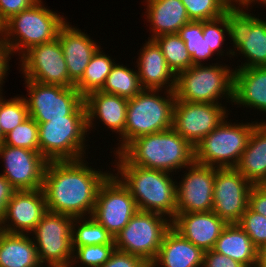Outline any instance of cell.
Masks as SVG:
<instances>
[{"label":"cell","instance_id":"1","mask_svg":"<svg viewBox=\"0 0 266 267\" xmlns=\"http://www.w3.org/2000/svg\"><path fill=\"white\" fill-rule=\"evenodd\" d=\"M84 159L48 161L42 185L48 211L92 216L99 188L111 171H97Z\"/></svg>","mask_w":266,"mask_h":267},{"label":"cell","instance_id":"2","mask_svg":"<svg viewBox=\"0 0 266 267\" xmlns=\"http://www.w3.org/2000/svg\"><path fill=\"white\" fill-rule=\"evenodd\" d=\"M115 157L114 174L128 189L138 210L162 214L172 221L176 216L177 182L171 173L132 165L121 153Z\"/></svg>","mask_w":266,"mask_h":267},{"label":"cell","instance_id":"3","mask_svg":"<svg viewBox=\"0 0 266 267\" xmlns=\"http://www.w3.org/2000/svg\"><path fill=\"white\" fill-rule=\"evenodd\" d=\"M121 154L132 164L172 173L194 162V146L173 128L133 140Z\"/></svg>","mask_w":266,"mask_h":267},{"label":"cell","instance_id":"4","mask_svg":"<svg viewBox=\"0 0 266 267\" xmlns=\"http://www.w3.org/2000/svg\"><path fill=\"white\" fill-rule=\"evenodd\" d=\"M203 65H193L176 76V100L221 104L219 100L227 98L232 104L234 68L218 63Z\"/></svg>","mask_w":266,"mask_h":267},{"label":"cell","instance_id":"5","mask_svg":"<svg viewBox=\"0 0 266 267\" xmlns=\"http://www.w3.org/2000/svg\"><path fill=\"white\" fill-rule=\"evenodd\" d=\"M160 90L143 89L128 99L124 129V149L136 138L172 128L174 91L164 93ZM167 93V94H166Z\"/></svg>","mask_w":266,"mask_h":267},{"label":"cell","instance_id":"6","mask_svg":"<svg viewBox=\"0 0 266 267\" xmlns=\"http://www.w3.org/2000/svg\"><path fill=\"white\" fill-rule=\"evenodd\" d=\"M65 19L38 0L6 21L5 40L13 54L19 53L21 57L30 48L55 40L59 29L67 21Z\"/></svg>","mask_w":266,"mask_h":267},{"label":"cell","instance_id":"7","mask_svg":"<svg viewBox=\"0 0 266 267\" xmlns=\"http://www.w3.org/2000/svg\"><path fill=\"white\" fill-rule=\"evenodd\" d=\"M224 119L194 146V162L217 168H235L258 122L231 123Z\"/></svg>","mask_w":266,"mask_h":267},{"label":"cell","instance_id":"8","mask_svg":"<svg viewBox=\"0 0 266 267\" xmlns=\"http://www.w3.org/2000/svg\"><path fill=\"white\" fill-rule=\"evenodd\" d=\"M37 124L40 153L47 161L79 160L86 156L87 115H69Z\"/></svg>","mask_w":266,"mask_h":267},{"label":"cell","instance_id":"9","mask_svg":"<svg viewBox=\"0 0 266 267\" xmlns=\"http://www.w3.org/2000/svg\"><path fill=\"white\" fill-rule=\"evenodd\" d=\"M248 8L250 5L239 4H231L227 8L228 36L235 50L233 48L226 53L230 59L237 56L236 51L246 58V62L236 69L266 66V20L252 15Z\"/></svg>","mask_w":266,"mask_h":267},{"label":"cell","instance_id":"10","mask_svg":"<svg viewBox=\"0 0 266 267\" xmlns=\"http://www.w3.org/2000/svg\"><path fill=\"white\" fill-rule=\"evenodd\" d=\"M28 98L24 96L29 116L37 123L65 119L69 115H87L84 97L73 87L42 84L25 80Z\"/></svg>","mask_w":266,"mask_h":267},{"label":"cell","instance_id":"11","mask_svg":"<svg viewBox=\"0 0 266 267\" xmlns=\"http://www.w3.org/2000/svg\"><path fill=\"white\" fill-rule=\"evenodd\" d=\"M171 220L162 214L138 210L128 224L114 237L117 250L153 262L158 255Z\"/></svg>","mask_w":266,"mask_h":267},{"label":"cell","instance_id":"12","mask_svg":"<svg viewBox=\"0 0 266 267\" xmlns=\"http://www.w3.org/2000/svg\"><path fill=\"white\" fill-rule=\"evenodd\" d=\"M74 217L47 211L31 232L40 263L70 267L73 260L72 223Z\"/></svg>","mask_w":266,"mask_h":267},{"label":"cell","instance_id":"13","mask_svg":"<svg viewBox=\"0 0 266 267\" xmlns=\"http://www.w3.org/2000/svg\"><path fill=\"white\" fill-rule=\"evenodd\" d=\"M137 211L128 189L111 173L99 188L92 217L115 237Z\"/></svg>","mask_w":266,"mask_h":267},{"label":"cell","instance_id":"14","mask_svg":"<svg viewBox=\"0 0 266 267\" xmlns=\"http://www.w3.org/2000/svg\"><path fill=\"white\" fill-rule=\"evenodd\" d=\"M20 59L24 80L73 87L58 38L30 48Z\"/></svg>","mask_w":266,"mask_h":267},{"label":"cell","instance_id":"15","mask_svg":"<svg viewBox=\"0 0 266 267\" xmlns=\"http://www.w3.org/2000/svg\"><path fill=\"white\" fill-rule=\"evenodd\" d=\"M228 112L222 104L175 100L172 128L195 146L225 118H228Z\"/></svg>","mask_w":266,"mask_h":267},{"label":"cell","instance_id":"16","mask_svg":"<svg viewBox=\"0 0 266 267\" xmlns=\"http://www.w3.org/2000/svg\"><path fill=\"white\" fill-rule=\"evenodd\" d=\"M251 184L236 168H217L213 212L228 224L238 223L249 205Z\"/></svg>","mask_w":266,"mask_h":267},{"label":"cell","instance_id":"17","mask_svg":"<svg viewBox=\"0 0 266 267\" xmlns=\"http://www.w3.org/2000/svg\"><path fill=\"white\" fill-rule=\"evenodd\" d=\"M176 183V213H200L213 210L216 167L193 162Z\"/></svg>","mask_w":266,"mask_h":267},{"label":"cell","instance_id":"18","mask_svg":"<svg viewBox=\"0 0 266 267\" xmlns=\"http://www.w3.org/2000/svg\"><path fill=\"white\" fill-rule=\"evenodd\" d=\"M4 162L2 175L16 190L41 189L48 161L40 152L0 144V159Z\"/></svg>","mask_w":266,"mask_h":267},{"label":"cell","instance_id":"19","mask_svg":"<svg viewBox=\"0 0 266 267\" xmlns=\"http://www.w3.org/2000/svg\"><path fill=\"white\" fill-rule=\"evenodd\" d=\"M47 211L42 188L17 190L7 205L5 216L1 222L2 231L31 235Z\"/></svg>","mask_w":266,"mask_h":267},{"label":"cell","instance_id":"20","mask_svg":"<svg viewBox=\"0 0 266 267\" xmlns=\"http://www.w3.org/2000/svg\"><path fill=\"white\" fill-rule=\"evenodd\" d=\"M84 102L87 111V128L88 132L95 126L93 122L96 119L111 129L112 132L118 133L121 142L114 150L115 154H119L124 150V129L126 123V114L128 107V99L109 94L102 91L90 92L84 97Z\"/></svg>","mask_w":266,"mask_h":267},{"label":"cell","instance_id":"21","mask_svg":"<svg viewBox=\"0 0 266 267\" xmlns=\"http://www.w3.org/2000/svg\"><path fill=\"white\" fill-rule=\"evenodd\" d=\"M228 223L213 211L200 213H176L171 227L182 237L204 251L212 250Z\"/></svg>","mask_w":266,"mask_h":267},{"label":"cell","instance_id":"22","mask_svg":"<svg viewBox=\"0 0 266 267\" xmlns=\"http://www.w3.org/2000/svg\"><path fill=\"white\" fill-rule=\"evenodd\" d=\"M60 45L67 65L70 83L75 86L95 52L101 47L86 33L66 22L58 32Z\"/></svg>","mask_w":266,"mask_h":267},{"label":"cell","instance_id":"23","mask_svg":"<svg viewBox=\"0 0 266 267\" xmlns=\"http://www.w3.org/2000/svg\"><path fill=\"white\" fill-rule=\"evenodd\" d=\"M137 72L143 89L175 91L176 76L169 69L160 46L149 39L140 48Z\"/></svg>","mask_w":266,"mask_h":267},{"label":"cell","instance_id":"24","mask_svg":"<svg viewBox=\"0 0 266 267\" xmlns=\"http://www.w3.org/2000/svg\"><path fill=\"white\" fill-rule=\"evenodd\" d=\"M205 251L172 227L165 233L155 260L156 267H203Z\"/></svg>","mask_w":266,"mask_h":267},{"label":"cell","instance_id":"25","mask_svg":"<svg viewBox=\"0 0 266 267\" xmlns=\"http://www.w3.org/2000/svg\"><path fill=\"white\" fill-rule=\"evenodd\" d=\"M233 103L266 113V66L234 70Z\"/></svg>","mask_w":266,"mask_h":267},{"label":"cell","instance_id":"26","mask_svg":"<svg viewBox=\"0 0 266 267\" xmlns=\"http://www.w3.org/2000/svg\"><path fill=\"white\" fill-rule=\"evenodd\" d=\"M146 19L151 23L150 39L163 34L178 33L191 21L181 0H145Z\"/></svg>","mask_w":266,"mask_h":267},{"label":"cell","instance_id":"27","mask_svg":"<svg viewBox=\"0 0 266 267\" xmlns=\"http://www.w3.org/2000/svg\"><path fill=\"white\" fill-rule=\"evenodd\" d=\"M235 168L251 184H266V121L254 126Z\"/></svg>","mask_w":266,"mask_h":267},{"label":"cell","instance_id":"28","mask_svg":"<svg viewBox=\"0 0 266 267\" xmlns=\"http://www.w3.org/2000/svg\"><path fill=\"white\" fill-rule=\"evenodd\" d=\"M212 250L245 267H256L258 248L237 223L228 224L224 228Z\"/></svg>","mask_w":266,"mask_h":267},{"label":"cell","instance_id":"29","mask_svg":"<svg viewBox=\"0 0 266 267\" xmlns=\"http://www.w3.org/2000/svg\"><path fill=\"white\" fill-rule=\"evenodd\" d=\"M41 264L29 234L0 233V267H36Z\"/></svg>","mask_w":266,"mask_h":267},{"label":"cell","instance_id":"30","mask_svg":"<svg viewBox=\"0 0 266 267\" xmlns=\"http://www.w3.org/2000/svg\"><path fill=\"white\" fill-rule=\"evenodd\" d=\"M114 61L100 47L90 59L81 80L74 87L83 97L90 92L101 90L115 64Z\"/></svg>","mask_w":266,"mask_h":267},{"label":"cell","instance_id":"31","mask_svg":"<svg viewBox=\"0 0 266 267\" xmlns=\"http://www.w3.org/2000/svg\"><path fill=\"white\" fill-rule=\"evenodd\" d=\"M71 238L73 252L81 246L115 245L114 237L92 216L74 218Z\"/></svg>","mask_w":266,"mask_h":267},{"label":"cell","instance_id":"32","mask_svg":"<svg viewBox=\"0 0 266 267\" xmlns=\"http://www.w3.org/2000/svg\"><path fill=\"white\" fill-rule=\"evenodd\" d=\"M142 90L137 70L115 63L100 91L130 99Z\"/></svg>","mask_w":266,"mask_h":267},{"label":"cell","instance_id":"33","mask_svg":"<svg viewBox=\"0 0 266 267\" xmlns=\"http://www.w3.org/2000/svg\"><path fill=\"white\" fill-rule=\"evenodd\" d=\"M154 40L160 46L166 63L175 76L193 66L185 42L178 33L163 34Z\"/></svg>","mask_w":266,"mask_h":267},{"label":"cell","instance_id":"34","mask_svg":"<svg viewBox=\"0 0 266 267\" xmlns=\"http://www.w3.org/2000/svg\"><path fill=\"white\" fill-rule=\"evenodd\" d=\"M178 34L185 42L193 65L204 64L202 63L204 60L214 55L206 40L203 39V21H189L180 28Z\"/></svg>","mask_w":266,"mask_h":267},{"label":"cell","instance_id":"35","mask_svg":"<svg viewBox=\"0 0 266 267\" xmlns=\"http://www.w3.org/2000/svg\"><path fill=\"white\" fill-rule=\"evenodd\" d=\"M2 94H0V128L5 136L30 116L24 97L14 96L8 100L3 98Z\"/></svg>","mask_w":266,"mask_h":267},{"label":"cell","instance_id":"36","mask_svg":"<svg viewBox=\"0 0 266 267\" xmlns=\"http://www.w3.org/2000/svg\"><path fill=\"white\" fill-rule=\"evenodd\" d=\"M38 132L39 125L29 117L6 134L2 144L40 152Z\"/></svg>","mask_w":266,"mask_h":267},{"label":"cell","instance_id":"37","mask_svg":"<svg viewBox=\"0 0 266 267\" xmlns=\"http://www.w3.org/2000/svg\"><path fill=\"white\" fill-rule=\"evenodd\" d=\"M192 21H205L221 17L231 5L230 0H181Z\"/></svg>","mask_w":266,"mask_h":267},{"label":"cell","instance_id":"38","mask_svg":"<svg viewBox=\"0 0 266 267\" xmlns=\"http://www.w3.org/2000/svg\"><path fill=\"white\" fill-rule=\"evenodd\" d=\"M115 250V245L103 244L78 247L73 252L74 255L70 267L76 266L79 262L85 267H101L110 259Z\"/></svg>","mask_w":266,"mask_h":267},{"label":"cell","instance_id":"39","mask_svg":"<svg viewBox=\"0 0 266 267\" xmlns=\"http://www.w3.org/2000/svg\"><path fill=\"white\" fill-rule=\"evenodd\" d=\"M224 33L229 34L227 10L219 18L203 21V39L208 43L210 50L217 54V57L218 54L222 56L225 53L221 48L226 38Z\"/></svg>","mask_w":266,"mask_h":267},{"label":"cell","instance_id":"40","mask_svg":"<svg viewBox=\"0 0 266 267\" xmlns=\"http://www.w3.org/2000/svg\"><path fill=\"white\" fill-rule=\"evenodd\" d=\"M259 248L266 244V217L253 212L249 207L237 223Z\"/></svg>","mask_w":266,"mask_h":267},{"label":"cell","instance_id":"41","mask_svg":"<svg viewBox=\"0 0 266 267\" xmlns=\"http://www.w3.org/2000/svg\"><path fill=\"white\" fill-rule=\"evenodd\" d=\"M145 263L139 256L116 249L110 259L101 267H143Z\"/></svg>","mask_w":266,"mask_h":267},{"label":"cell","instance_id":"42","mask_svg":"<svg viewBox=\"0 0 266 267\" xmlns=\"http://www.w3.org/2000/svg\"><path fill=\"white\" fill-rule=\"evenodd\" d=\"M248 207L253 212L266 217V184L252 186L249 193Z\"/></svg>","mask_w":266,"mask_h":267},{"label":"cell","instance_id":"43","mask_svg":"<svg viewBox=\"0 0 266 267\" xmlns=\"http://www.w3.org/2000/svg\"><path fill=\"white\" fill-rule=\"evenodd\" d=\"M38 0H0V14L7 21L12 16L28 9Z\"/></svg>","mask_w":266,"mask_h":267},{"label":"cell","instance_id":"44","mask_svg":"<svg viewBox=\"0 0 266 267\" xmlns=\"http://www.w3.org/2000/svg\"><path fill=\"white\" fill-rule=\"evenodd\" d=\"M203 267H245L232 258L219 254L213 250H207L204 253Z\"/></svg>","mask_w":266,"mask_h":267},{"label":"cell","instance_id":"45","mask_svg":"<svg viewBox=\"0 0 266 267\" xmlns=\"http://www.w3.org/2000/svg\"><path fill=\"white\" fill-rule=\"evenodd\" d=\"M16 191L17 190L11 185V183L2 174H0V222H2L7 205Z\"/></svg>","mask_w":266,"mask_h":267},{"label":"cell","instance_id":"46","mask_svg":"<svg viewBox=\"0 0 266 267\" xmlns=\"http://www.w3.org/2000/svg\"><path fill=\"white\" fill-rule=\"evenodd\" d=\"M11 55L13 56L14 54L10 45L5 39H0V94L2 93L3 83H5V76L8 75L6 73H8L7 71L10 69L9 61Z\"/></svg>","mask_w":266,"mask_h":267},{"label":"cell","instance_id":"47","mask_svg":"<svg viewBox=\"0 0 266 267\" xmlns=\"http://www.w3.org/2000/svg\"><path fill=\"white\" fill-rule=\"evenodd\" d=\"M256 267H266V244L258 248Z\"/></svg>","mask_w":266,"mask_h":267},{"label":"cell","instance_id":"48","mask_svg":"<svg viewBox=\"0 0 266 267\" xmlns=\"http://www.w3.org/2000/svg\"><path fill=\"white\" fill-rule=\"evenodd\" d=\"M231 1V4H239V5H251L252 3L253 4H256L257 2L259 4H263V5H266V0H230ZM256 2V3H255Z\"/></svg>","mask_w":266,"mask_h":267},{"label":"cell","instance_id":"49","mask_svg":"<svg viewBox=\"0 0 266 267\" xmlns=\"http://www.w3.org/2000/svg\"><path fill=\"white\" fill-rule=\"evenodd\" d=\"M6 36V21L0 14V39H5Z\"/></svg>","mask_w":266,"mask_h":267},{"label":"cell","instance_id":"50","mask_svg":"<svg viewBox=\"0 0 266 267\" xmlns=\"http://www.w3.org/2000/svg\"><path fill=\"white\" fill-rule=\"evenodd\" d=\"M143 267H156L152 262H146Z\"/></svg>","mask_w":266,"mask_h":267},{"label":"cell","instance_id":"51","mask_svg":"<svg viewBox=\"0 0 266 267\" xmlns=\"http://www.w3.org/2000/svg\"><path fill=\"white\" fill-rule=\"evenodd\" d=\"M4 135L2 134V131H1V128H0V144H2L3 143V141H4Z\"/></svg>","mask_w":266,"mask_h":267},{"label":"cell","instance_id":"52","mask_svg":"<svg viewBox=\"0 0 266 267\" xmlns=\"http://www.w3.org/2000/svg\"><path fill=\"white\" fill-rule=\"evenodd\" d=\"M43 266H44V267H45V266L51 267V266H49V265H44V264H42V263L39 264V265H37L36 267H43Z\"/></svg>","mask_w":266,"mask_h":267}]
</instances>
